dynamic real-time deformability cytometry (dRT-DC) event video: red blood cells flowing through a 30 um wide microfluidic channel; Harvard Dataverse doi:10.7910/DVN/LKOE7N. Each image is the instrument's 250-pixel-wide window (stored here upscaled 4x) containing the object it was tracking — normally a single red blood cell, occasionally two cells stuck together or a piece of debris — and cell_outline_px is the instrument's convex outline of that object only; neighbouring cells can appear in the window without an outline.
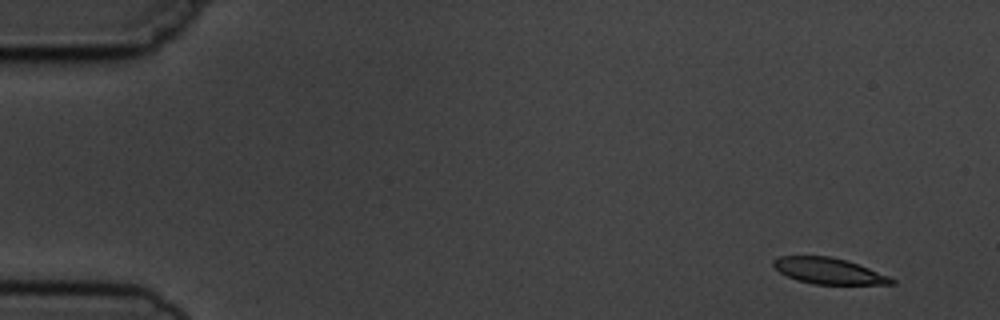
{"species": "common noctule bat (a hibernating species)", "species_latin": "Nyctalus noctula", "temperature_condition": "cold", "stored_images_in_passage": 4, "camera_frame_rate_fps": 3000, "um_per_image_px": 0.085, "animal": {"sex": "male", "body_mass_g": 19.5, "forearm_length_mm": 54.6}, "frame": {"image": 1, "passage_image": 1, "time_ms": 0.0, "image_size_px": [1000, 320], "cell_outline_px": [[896, 284], [812, 284], [796, 280], [780, 272], [772, 264], [772, 260], [780, 256], [832, 256], [848, 260], [888, 276], [896, 280]], "centroid_in_image_um": [70.43, 23.02], "position_along_channel_um": 14.6, "area_um2": 17.92}}
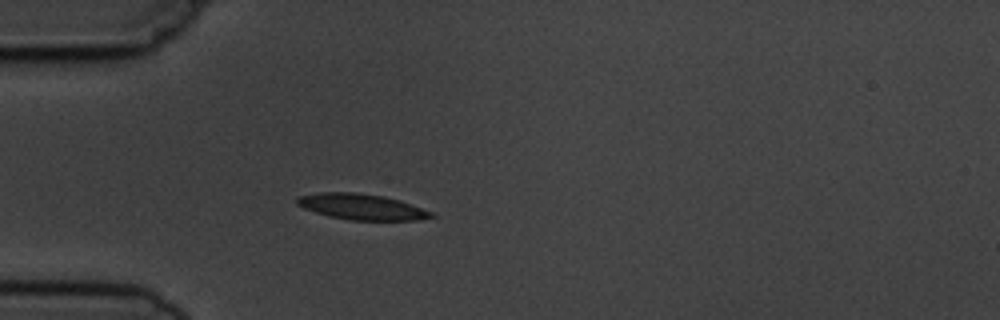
{"frame": {"image": 2, "passage_image": 4, "time_ms": 4.0, "image_size_px": [1000, 320], "cell_outline_px": [[436, 216], [416, 220], [348, 220], [328, 216], [304, 208], [296, 204], [296, 200], [300, 196], [320, 192], [356, 192], [384, 196], [400, 200], [432, 212]], "centroid_in_image_um": [30.73, 17.57], "position_along_channel_um": 54.3, "area_um2": 20.11}}